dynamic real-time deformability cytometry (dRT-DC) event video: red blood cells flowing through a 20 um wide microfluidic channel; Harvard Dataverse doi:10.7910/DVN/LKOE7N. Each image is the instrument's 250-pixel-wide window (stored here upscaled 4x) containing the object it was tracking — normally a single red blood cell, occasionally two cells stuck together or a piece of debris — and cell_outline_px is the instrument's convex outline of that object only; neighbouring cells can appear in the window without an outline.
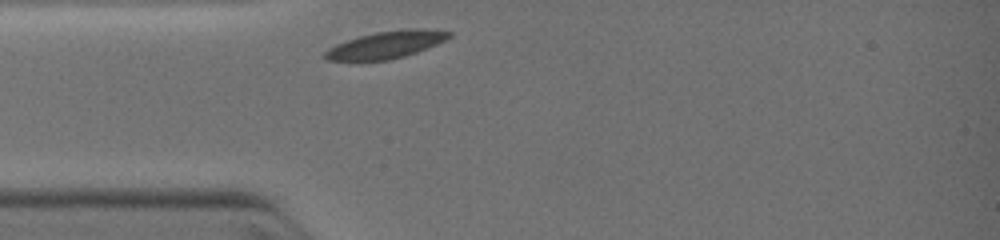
{"species": "common noctule bat (a hibernating species)", "species_latin": "Nyctalus noctula", "temperature_condition": "warm", "stored_images_in_passage": 20, "camera_frame_rate_fps": 3000, "um_per_image_px": 0.085, "animal": {"sex": "female", "body_mass_g": 19.0, "forearm_length_mm": 51.5}, "frame": {"image": 1, "passage_image": 1, "time_ms": 0.0, "image_size_px": [1000, 240], "cell_outline_px": [[452, 36], [436, 44], [416, 52], [404, 56], [388, 60], [328, 60], [324, 56], [324, 52], [328, 48], [336, 44], [360, 36], [376, 32], [404, 28], [420, 28], [452, 32]], "centroid_in_image_um": [32.83, 3.79], "position_along_channel_um": 52.2, "area_um2": 19.42}}
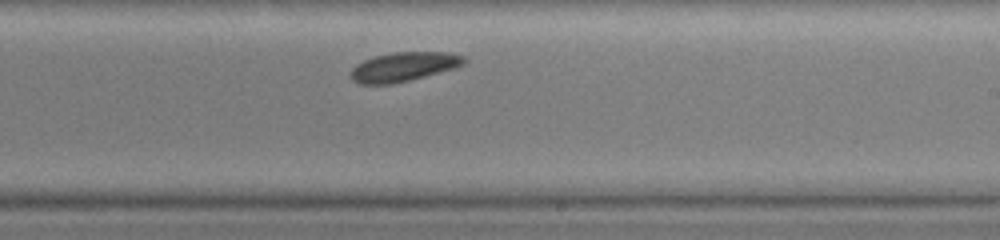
{"frame": {"image": 2, "passage_image": 12, "time_ms": 4.333, "image_size_px": [1000, 240], "cell_outline_px": [[464, 64], [456, 68], [392, 84], [360, 84], [352, 80], [348, 72], [356, 64], [364, 60], [376, 56], [392, 52], [448, 52], [464, 56]], "centroid_in_image_um": [34.27, 5.67], "position_along_channel_um": 254.7, "area_um2": 19.25}}
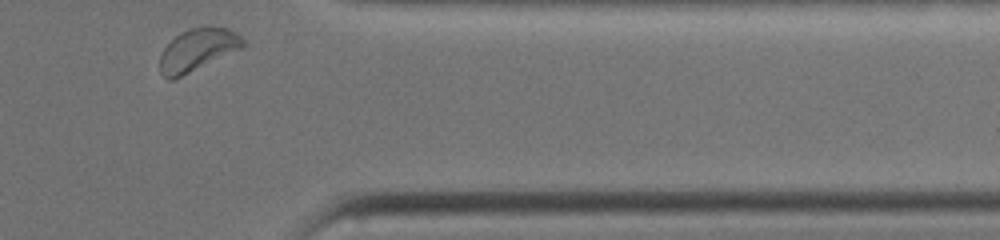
{"frame": {"image": 3, "passage_image": 20, "time_ms": 7.333, "image_size_px": [1000, 240], "cell_outline_px": [[244, 44], [240, 48], [172, 80], [168, 80], [160, 72], [160, 56], [164, 48], [176, 36], [192, 28], [208, 24], [228, 28], [236, 32], [244, 40]], "centroid_in_image_um": [16.78, 4.2], "position_along_channel_um": 394.6, "area_um2": 20.06}}